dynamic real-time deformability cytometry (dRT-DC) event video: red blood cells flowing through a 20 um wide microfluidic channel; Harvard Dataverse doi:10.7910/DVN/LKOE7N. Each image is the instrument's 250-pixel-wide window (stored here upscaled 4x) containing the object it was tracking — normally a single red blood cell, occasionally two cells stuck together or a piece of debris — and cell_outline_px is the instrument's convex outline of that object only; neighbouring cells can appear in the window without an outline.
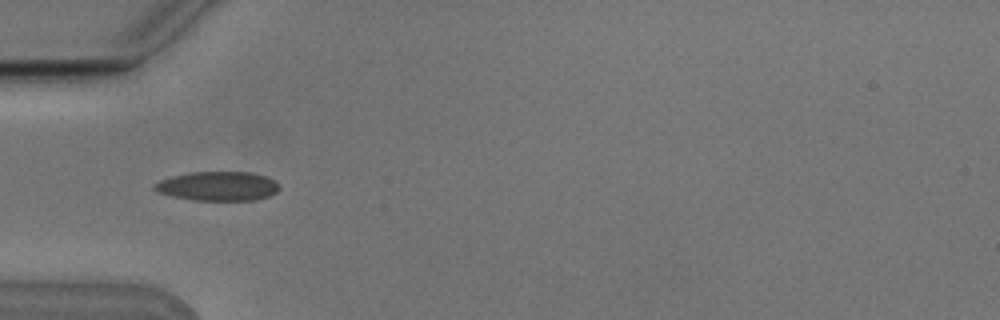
{"species": "Egyptian fruit bat (a non-hibernating species)", "species_latin": "Rousettus aegyptiacus", "temperature_condition": "cold", "stored_images_in_passage": 5, "camera_frame_rate_fps": 3000, "um_per_image_px": 0.085, "animal": {"sex": "male"}, "frame": {"image": 1, "passage_image": 5, "time_ms": 1.333, "image_size_px": [1000, 320], "cell_outline_px": [[280, 188], [276, 192], [268, 196], [256, 200], [192, 200], [172, 196], [160, 192], [152, 188], [152, 184], [160, 180], [172, 176], [192, 172], [252, 172], [276, 180], [280, 184]], "centroid_in_image_um": [18.54, 15.82], "position_along_channel_um": 66.5, "area_um2": 21.33}}